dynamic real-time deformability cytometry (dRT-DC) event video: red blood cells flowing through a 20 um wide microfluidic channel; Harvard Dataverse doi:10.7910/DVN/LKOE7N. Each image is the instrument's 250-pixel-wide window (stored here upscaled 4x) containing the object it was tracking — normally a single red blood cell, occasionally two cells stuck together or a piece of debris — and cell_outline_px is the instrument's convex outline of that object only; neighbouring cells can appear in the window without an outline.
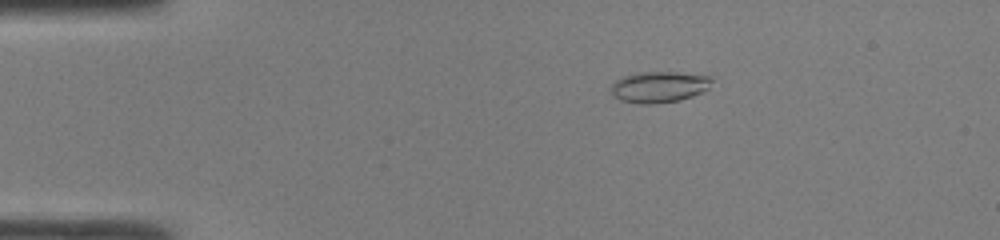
{"species": "common noctule bat (a hibernating species)", "species_latin": "Nyctalus noctula", "temperature_condition": "room temperature", "stored_images_in_passage": 40, "camera_frame_rate_fps": 3000, "um_per_image_px": 0.085, "animal": {"sex": "male", "body_mass_g": 19.0, "forearm_length_mm": 50.8}, "frame": {"image": 1, "passage_image": 1, "time_ms": 0.0, "image_size_px": [1000, 240], "cell_outline_px": [[712, 80], [708, 88], [704, 92], [680, 100], [656, 104], [640, 104], [620, 100], [612, 92], [612, 84], [616, 80], [624, 76], [636, 72], [676, 72], [712, 76]], "centroid_in_image_um": [56.05, 7.39], "position_along_channel_um": 28.9, "area_um2": 18.32}}
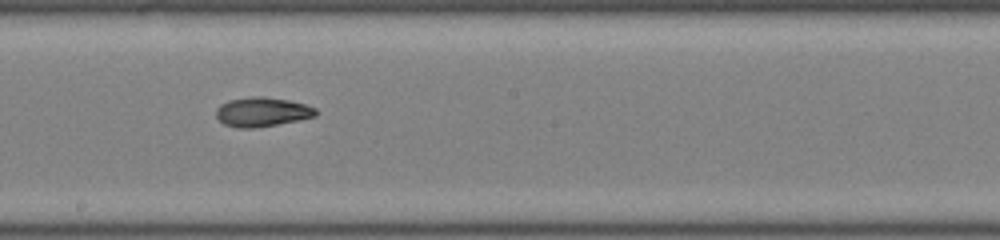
{"frame": {"image": 2, "passage_image": 19, "time_ms": 6.0, "image_size_px": [1000, 240], "cell_outline_px": [[316, 116], [300, 120], [256, 128], [236, 128], [224, 124], [216, 116], [216, 108], [220, 104], [228, 100], [252, 96], [260, 96], [288, 100], [304, 104], [316, 108]], "centroid_in_image_um": [22.25, 9.52], "position_along_channel_um": 225.9, "area_um2": 17.11}}
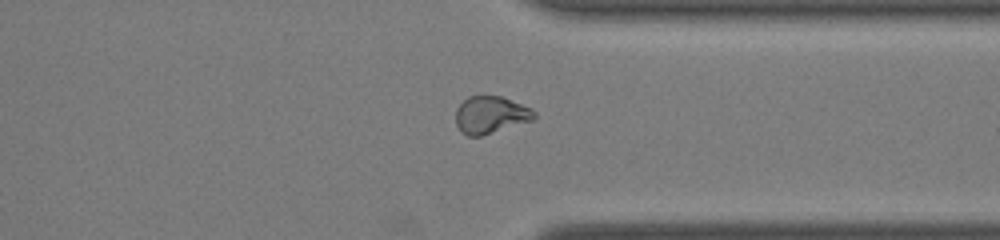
{"frame": {"image": 3, "passage_image": 29, "time_ms": 9.333, "image_size_px": [1000, 240], "cell_outline_px": [[536, 116], [532, 120], [480, 136], [468, 136], [460, 132], [456, 124], [456, 108], [468, 96], [500, 96], [532, 108], [536, 112]], "centroid_in_image_um": [41.68, 9.76], "position_along_channel_um": 369.7, "area_um2": 16.94}, "authors_computed_cell_mechanics": {"area_um2": 17.2822, "velocity_mm_per_s": 4.3162, "shape_relaxation_time_tau1_ms": null, "shape_relaxation_time_tau2_ms": 4.6287, "deformation_change_tau1": null, "deformation_change_tau2": 0.1047}}